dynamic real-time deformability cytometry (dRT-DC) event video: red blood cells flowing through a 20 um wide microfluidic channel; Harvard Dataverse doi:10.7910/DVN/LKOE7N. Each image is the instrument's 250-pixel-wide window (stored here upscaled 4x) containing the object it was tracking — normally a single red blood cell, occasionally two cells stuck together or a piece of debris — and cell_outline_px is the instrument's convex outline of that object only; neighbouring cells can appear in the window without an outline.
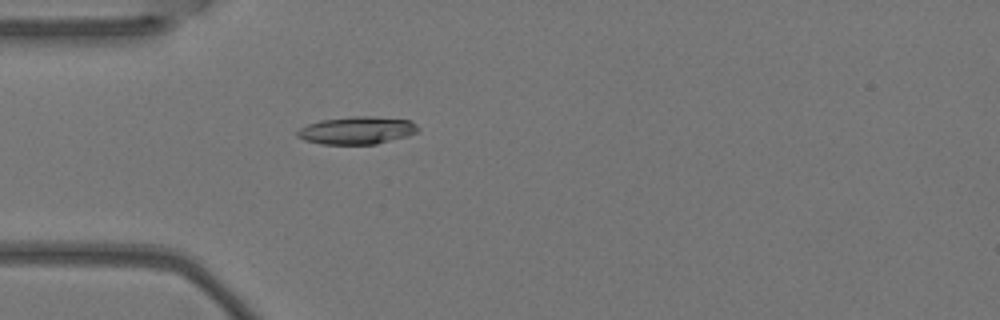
{"species": "Egyptian fruit bat (a non-hibernating species)", "species_latin": "Rousettus aegyptiacus", "temperature_condition": "warm", "stored_images_in_passage": 4, "camera_frame_rate_fps": 3000, "um_per_image_px": 0.085, "animal": {"sex": "female"}, "frame": {"image": 1, "passage_image": 4, "time_ms": 1.0, "image_size_px": [1000, 320], "cell_outline_px": [[420, 128], [416, 132], [408, 136], [376, 144], [320, 144], [304, 140], [296, 136], [296, 132], [300, 128], [308, 124], [320, 120], [352, 116], [372, 116], [412, 120]], "centroid_in_image_um": [30.34, 11.08], "position_along_channel_um": 54.7, "area_um2": 19.59}}